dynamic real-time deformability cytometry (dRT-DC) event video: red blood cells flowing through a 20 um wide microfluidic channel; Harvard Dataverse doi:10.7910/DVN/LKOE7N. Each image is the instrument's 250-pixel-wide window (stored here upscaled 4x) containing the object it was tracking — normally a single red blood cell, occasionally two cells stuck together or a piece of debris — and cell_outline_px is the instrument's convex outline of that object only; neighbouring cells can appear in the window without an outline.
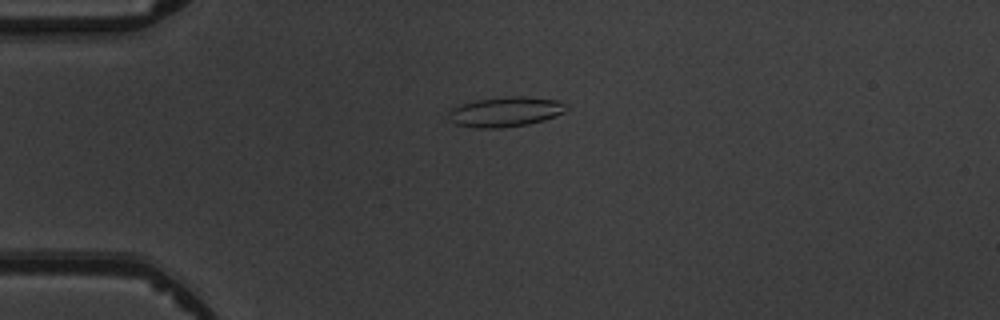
{"species": "common noctule bat (a hibernating species)", "species_latin": "Nyctalus noctula", "temperature_condition": "warm", "stored_images_in_passage": 6, "segment_of_instrument_passage": [2, 2], "camera_frame_rate_fps": 3000, "um_per_image_px": 0.085, "animal": {"sex": "male", "body_mass_g": 19.5, "forearm_length_mm": 54.6}, "frame": {"image": 1, "passage_image": 6, "time_ms": 6.333, "image_size_px": [1000, 320], "cell_outline_px": [[568, 108], [564, 112], [544, 120], [528, 124], [500, 128], [476, 128], [456, 124], [452, 120], [448, 112], [452, 108], [460, 104], [476, 100], [508, 96], [524, 96], [560, 100]], "centroid_in_image_um": [42.98, 9.49], "position_along_channel_um": 42.0, "area_um2": 20.46}}